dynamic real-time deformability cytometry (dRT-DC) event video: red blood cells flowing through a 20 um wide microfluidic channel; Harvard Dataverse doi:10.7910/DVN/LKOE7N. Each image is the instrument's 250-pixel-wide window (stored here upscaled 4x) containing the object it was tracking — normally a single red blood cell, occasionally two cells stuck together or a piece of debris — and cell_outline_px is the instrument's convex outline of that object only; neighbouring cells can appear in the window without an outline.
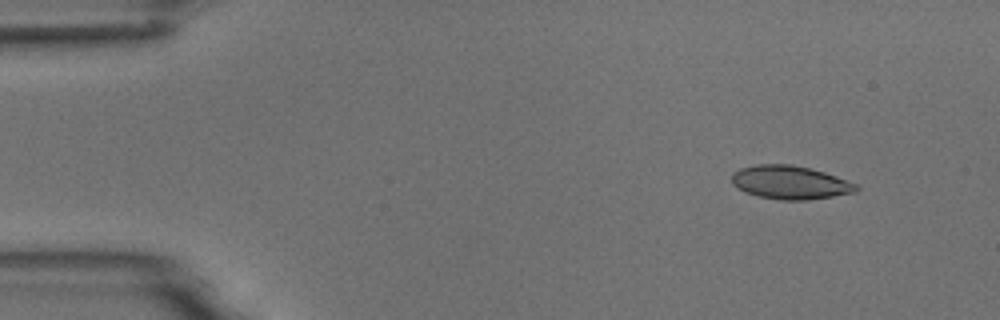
{"species": "common noctule bat (a hibernating species)", "species_latin": "Nyctalus noctula", "temperature_condition": "room temperature", "stored_images_in_passage": 5, "camera_frame_rate_fps": 3000, "um_per_image_px": 0.085, "animal": {"sex": "male", "body_mass_g": 18.8}, "frame": {"image": 1, "passage_image": 1, "time_ms": 0.0, "image_size_px": [1000, 320], "cell_outline_px": [[860, 188], [856, 192], [808, 200], [780, 200], [760, 196], [744, 192], [732, 184], [732, 172], [740, 168], [756, 164], [792, 164], [824, 172], [836, 176], [856, 184]], "centroid_in_image_um": [67.14, 15.5], "position_along_channel_um": 17.9, "area_um2": 24.28}}
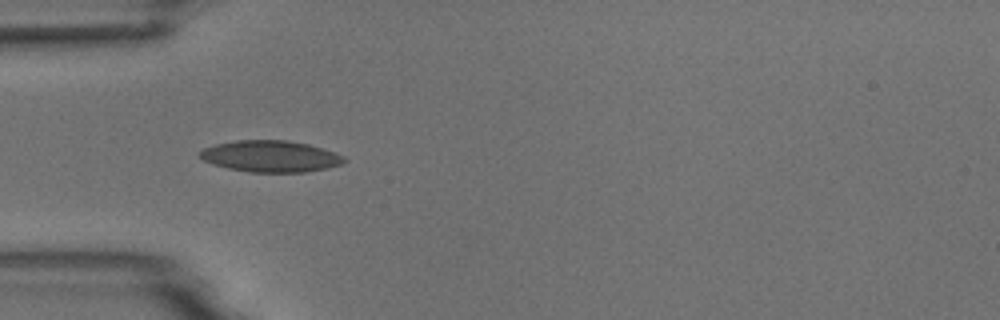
{"frame": {"image": 2, "passage_image": 4, "time_ms": 3.667, "image_size_px": [1000, 320], "cell_outline_px": [[348, 160], [344, 164], [328, 168], [304, 172], [248, 172], [228, 168], [212, 164], [204, 160], [200, 156], [200, 152], [204, 148], [216, 144], [236, 140], [288, 140], [308, 144], [344, 156]], "centroid_in_image_um": [23.02, 13.29], "position_along_channel_um": 62.0, "area_um2": 26.41}}